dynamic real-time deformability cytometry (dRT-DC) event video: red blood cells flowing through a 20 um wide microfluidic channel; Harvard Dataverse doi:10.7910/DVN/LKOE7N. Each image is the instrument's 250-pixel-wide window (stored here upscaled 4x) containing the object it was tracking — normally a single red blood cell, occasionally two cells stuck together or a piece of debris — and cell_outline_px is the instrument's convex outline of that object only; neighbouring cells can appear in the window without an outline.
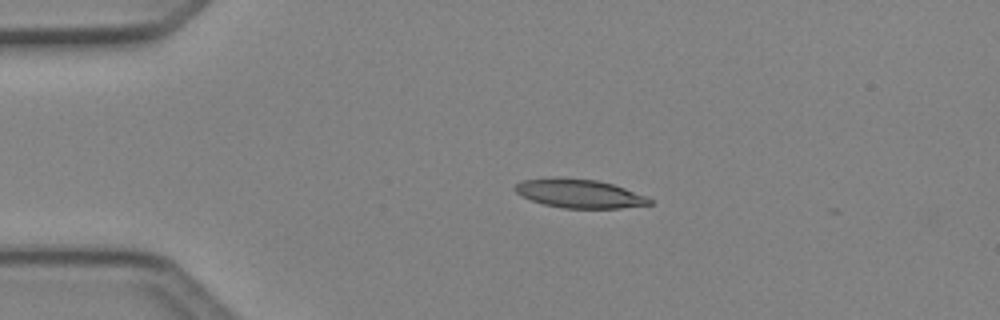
{"species": "Egyptian fruit bat (a non-hibernating species)", "species_latin": "Rousettus aegyptiacus", "temperature_condition": "cold", "stored_images_in_passage": 3, "camera_frame_rate_fps": 3000, "um_per_image_px": 0.085, "animal": {"sex": "female"}, "frame": {"image": 1, "passage_image": 2, "time_ms": 0.333, "image_size_px": [1000, 320], "cell_outline_px": [[652, 204], [620, 208], [564, 208], [544, 204], [532, 200], [516, 192], [512, 188], [516, 184], [524, 180], [556, 176], [560, 176], [596, 180], [612, 184], [624, 188], [644, 196], [652, 200]], "centroid_in_image_um": [49.21, 16.43], "position_along_channel_um": 35.8, "area_um2": 22.43}}